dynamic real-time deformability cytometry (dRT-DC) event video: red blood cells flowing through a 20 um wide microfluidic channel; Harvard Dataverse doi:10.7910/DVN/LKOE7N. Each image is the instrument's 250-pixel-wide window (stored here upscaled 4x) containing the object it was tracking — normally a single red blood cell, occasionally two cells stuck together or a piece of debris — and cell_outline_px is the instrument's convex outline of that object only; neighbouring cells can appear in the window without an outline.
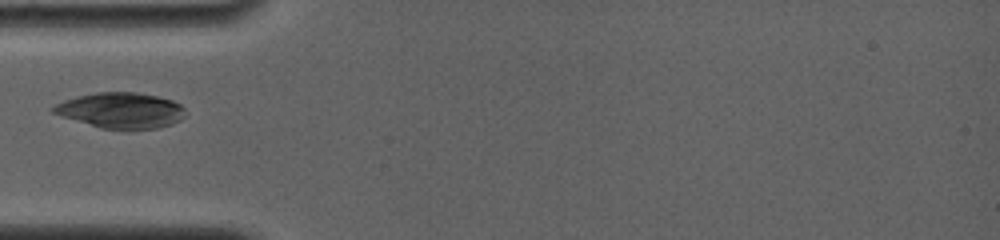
{"species": "common noctule bat (a hibernating species)", "species_latin": "Nyctalus noctula", "temperature_condition": "room temperature", "stored_images_in_passage": 18, "camera_frame_rate_fps": 4000, "um_per_image_px": 0.085, "animal": {"sex": "female", "body_mass_g": 19.0, "forearm_length_mm": 56.7}, "frame": {"image": 1, "passage_image": 1, "time_ms": 0.0, "image_size_px": [1000, 240], "cell_outline_px": [[188, 112], [180, 120], [172, 124], [156, 128], [100, 128], [52, 112], [48, 108], [64, 100], [76, 96], [96, 92], [136, 92], [156, 96], [172, 100], [180, 104]], "centroid_in_image_um": [10.29, 9.36], "position_along_channel_um": 74.7, "area_um2": 27.17}}